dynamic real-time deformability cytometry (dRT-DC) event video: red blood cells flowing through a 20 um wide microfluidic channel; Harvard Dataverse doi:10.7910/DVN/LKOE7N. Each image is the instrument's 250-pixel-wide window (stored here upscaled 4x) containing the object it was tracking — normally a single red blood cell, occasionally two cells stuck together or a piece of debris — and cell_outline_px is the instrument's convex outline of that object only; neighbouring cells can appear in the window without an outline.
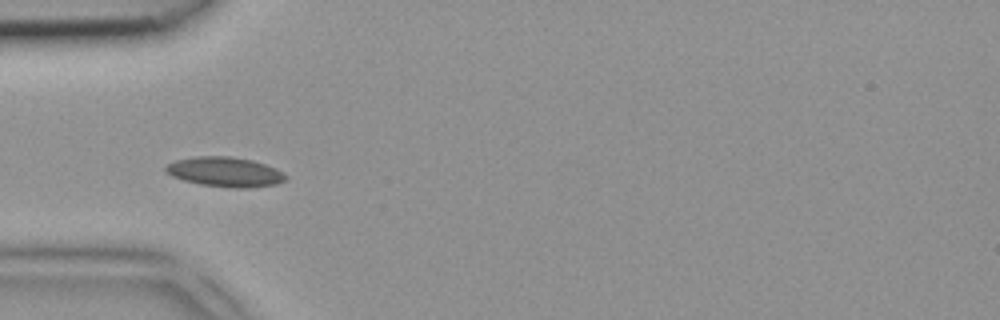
{"species": "common noctule bat (a hibernating species)", "species_latin": "Nyctalus noctula", "temperature_condition": "room temperature", "stored_images_in_passage": 5, "camera_frame_rate_fps": 3000, "um_per_image_px": 0.085, "animal": {"sex": "female", "body_mass_g": 18.4}, "frame": {"image": 1, "passage_image": 5, "time_ms": 1.333, "image_size_px": [1000, 320], "cell_outline_px": [[288, 176], [284, 180], [276, 184], [248, 188], [228, 188], [200, 184], [184, 180], [172, 176], [164, 172], [164, 168], [168, 164], [176, 160], [196, 156], [228, 156], [252, 160], [276, 168], [284, 172]], "centroid_in_image_um": [19.13, 14.62], "position_along_channel_um": 65.9, "area_um2": 20.87}}